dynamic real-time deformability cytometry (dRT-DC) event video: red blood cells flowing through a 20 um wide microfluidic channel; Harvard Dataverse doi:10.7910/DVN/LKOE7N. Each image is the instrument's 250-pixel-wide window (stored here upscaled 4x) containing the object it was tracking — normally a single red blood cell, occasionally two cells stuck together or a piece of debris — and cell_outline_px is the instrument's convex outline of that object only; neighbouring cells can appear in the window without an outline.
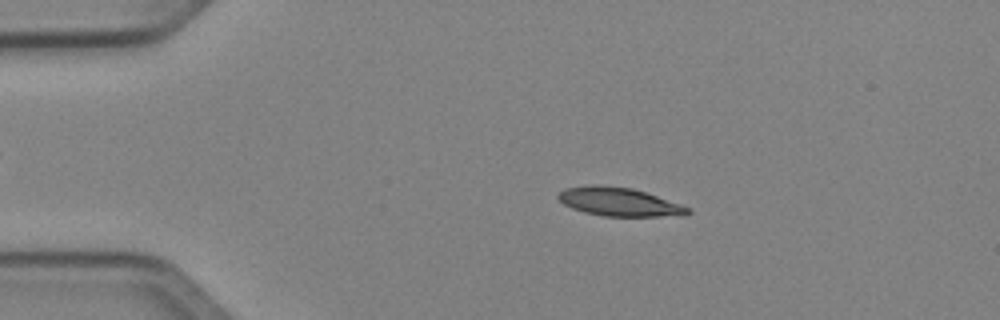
{"species": "Egyptian fruit bat (a non-hibernating species)", "species_latin": "Rousettus aegyptiacus", "temperature_condition": "cold", "stored_images_in_passage": 51, "camera_frame_rate_fps": 3000, "um_per_image_px": 0.085, "animal": {"sex": "female"}, "frame": {"image": 1, "passage_image": 10, "time_ms": 3.0, "image_size_px": [1000, 320], "cell_outline_px": [[692, 212], [684, 216], [604, 216], [584, 212], [572, 208], [564, 204], [556, 196], [564, 188], [592, 184], [596, 184], [632, 188], [692, 208]], "centroid_in_image_um": [52.63, 17.16], "position_along_channel_um": 32.4, "area_um2": 21.56}}
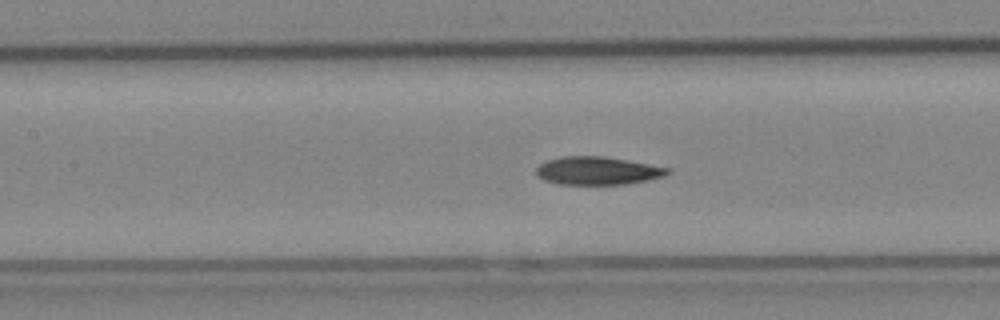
{"frame": {"image": 2, "passage_image": 23, "time_ms": 7.333, "image_size_px": [1000, 320], "cell_outline_px": [[672, 172], [664, 176], [648, 180], [624, 184], [556, 184], [544, 180], [536, 176], [536, 168], [540, 164], [548, 160], [560, 156], [604, 156], [672, 168]], "centroid_in_image_um": [50.79, 14.51], "position_along_channel_um": 156.6, "area_um2": 21.62}}
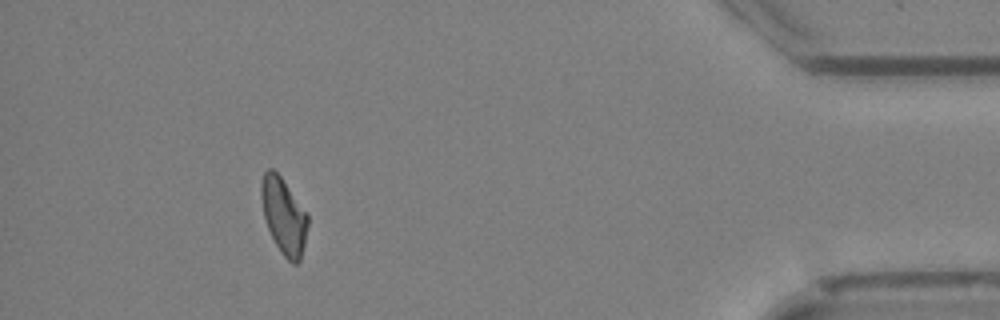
{"frame": {"image": 3, "passage_image": 46, "time_ms": 15.0, "image_size_px": [1000, 320], "cell_outline_px": [[308, 224], [304, 244], [300, 260], [296, 264], [292, 264], [284, 256], [276, 244], [268, 228], [264, 216], [260, 196], [260, 184], [264, 172], [268, 168], [272, 168], [280, 176], [308, 212]], "centroid_in_image_um": [24.12, 18.33], "position_along_channel_um": 411.1, "area_um2": 20.63}, "authors_computed_cell_mechanics": {"area_um2": 21.2704, "velocity_mm_per_s": 4.0456, "shape_relaxation_time_tau1_ms": 7.006, "shape_relaxation_time_tau2_ms": 8.8252, "deformation_change_tau1": 0.1967, "deformation_change_tau2": 0.1773}}